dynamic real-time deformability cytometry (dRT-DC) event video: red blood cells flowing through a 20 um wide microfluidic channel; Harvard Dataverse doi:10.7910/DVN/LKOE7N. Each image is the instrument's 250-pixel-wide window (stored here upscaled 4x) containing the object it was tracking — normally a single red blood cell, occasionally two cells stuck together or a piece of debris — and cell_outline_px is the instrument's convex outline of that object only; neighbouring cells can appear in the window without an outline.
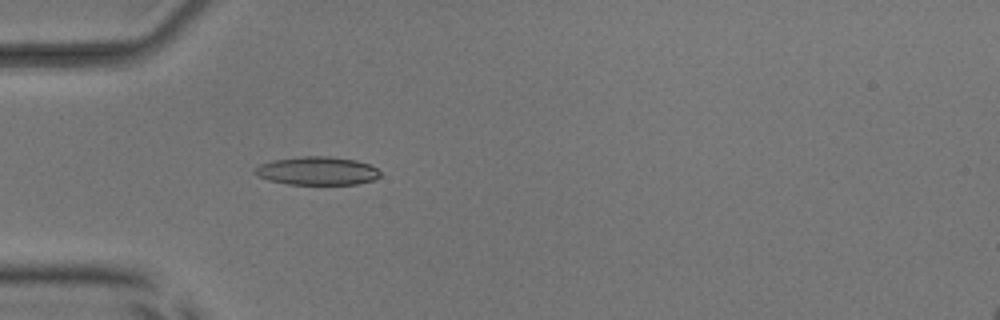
{"species": "common noctule bat (a hibernating species)", "species_latin": "Nyctalus noctula", "temperature_condition": "room temperature", "stored_images_in_passage": 38, "camera_frame_rate_fps": 3000, "um_per_image_px": 0.085, "animal": {"sex": "male", "body_mass_g": 17.9, "forearm_length_mm": 54.2}, "frame": {"image": 1, "passage_image": 2, "time_ms": 0.333, "image_size_px": [1000, 320], "cell_outline_px": [[380, 176], [372, 180], [356, 184], [288, 184], [268, 180], [256, 176], [252, 172], [252, 168], [260, 164], [272, 160], [300, 156], [328, 156], [356, 160], [368, 164], [376, 168], [380, 172]], "centroid_in_image_um": [26.89, 14.52], "position_along_channel_um": 58.1, "area_um2": 20.81}}
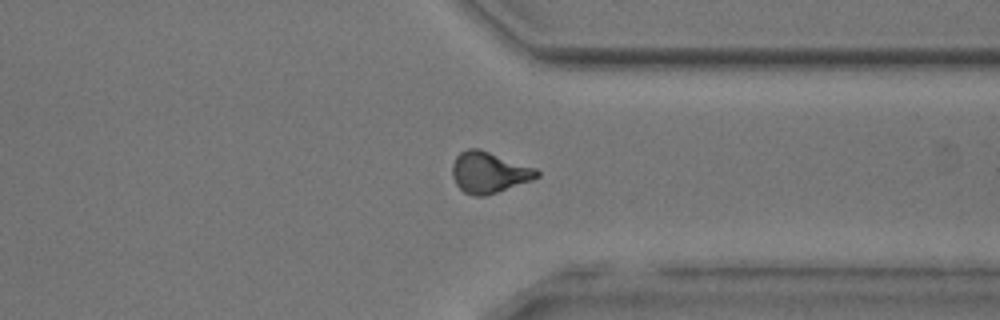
{"frame": {"image": 2, "passage_image": 26, "time_ms": 8.333, "image_size_px": [1000, 320], "cell_outline_px": [[540, 176], [532, 180], [484, 196], [476, 196], [464, 192], [456, 184], [452, 176], [452, 164], [456, 156], [460, 152], [468, 148], [480, 148], [536, 168], [540, 172]], "centroid_in_image_um": [41.56, 14.63], "position_along_channel_um": 369.8, "area_um2": 20.29}}
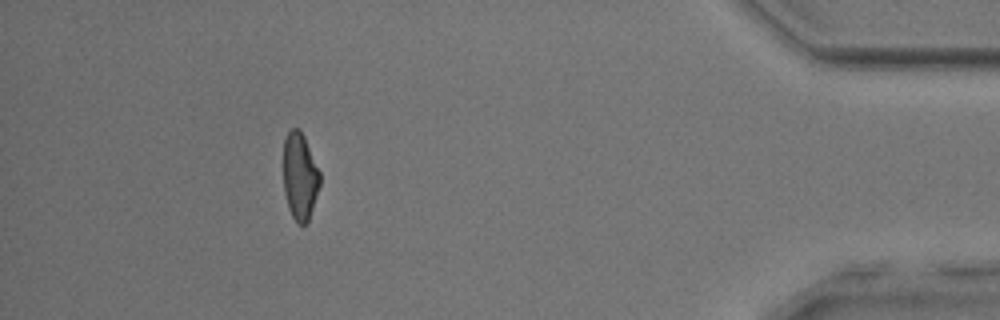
{"frame": {"image": 3, "passage_image": 33, "time_ms": 10.667, "image_size_px": [1000, 320], "cell_outline_px": [[320, 184], [308, 220], [304, 224], [296, 224], [288, 208], [284, 192], [284, 140], [288, 132], [292, 128], [300, 128], [304, 136], [320, 172]], "centroid_in_image_um": [25.48, 14.98], "position_along_channel_um": 409.7, "area_um2": 18.44}, "authors_computed_cell_mechanics": {"area_um2": 19.5364, "velocity_mm_per_s": 3.9814, "shape_relaxation_time_tau1_ms": 10.5998, "shape_relaxation_time_tau2_ms": 2.1981, "deformation_change_tau1": 0.2661, "deformation_change_tau2": 0.1024}}